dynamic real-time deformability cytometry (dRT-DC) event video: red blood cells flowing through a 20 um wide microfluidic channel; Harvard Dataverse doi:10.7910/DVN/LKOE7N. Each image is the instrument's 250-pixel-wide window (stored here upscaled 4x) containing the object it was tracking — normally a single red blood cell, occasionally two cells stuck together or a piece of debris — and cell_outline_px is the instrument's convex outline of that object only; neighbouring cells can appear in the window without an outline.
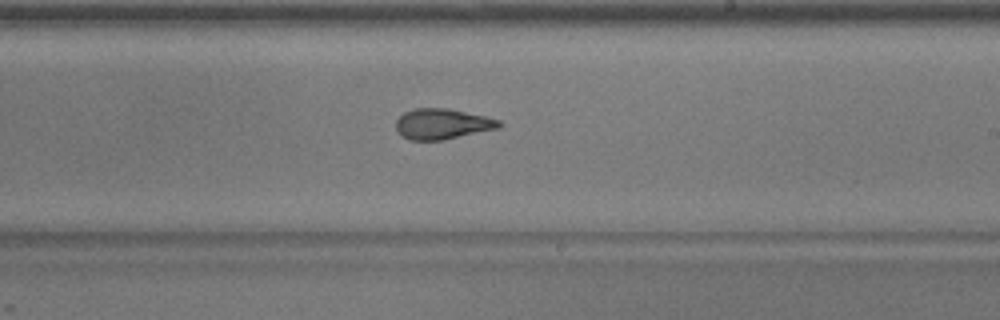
{"species": "common noctule bat (a hibernating species)", "species_latin": "Nyctalus noctula", "temperature_condition": "warm", "stored_images_in_passage": 51, "camera_frame_rate_fps": 3000, "um_per_image_px": 0.085, "animal": {"sex": "male", "body_mass_g": 17.9}, "frame": {"image": 1, "passage_image": 30, "time_ms": 9.667, "image_size_px": [1000, 320], "cell_outline_px": [[504, 124], [500, 128], [444, 140], [412, 140], [404, 136], [396, 128], [396, 120], [404, 112], [412, 108], [448, 108], [488, 116], [500, 120]], "centroid_in_image_um": [37.66, 10.52], "position_along_channel_um": 251.3, "area_um2": 18.55}}